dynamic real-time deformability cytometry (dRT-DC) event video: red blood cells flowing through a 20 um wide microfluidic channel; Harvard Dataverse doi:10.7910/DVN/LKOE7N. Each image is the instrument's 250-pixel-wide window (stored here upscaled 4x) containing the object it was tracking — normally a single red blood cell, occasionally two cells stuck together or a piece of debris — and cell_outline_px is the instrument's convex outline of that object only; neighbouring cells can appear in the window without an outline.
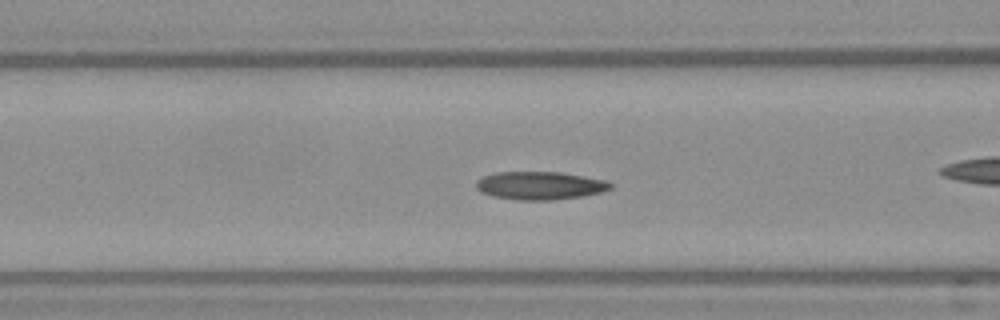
{"species": "Egyptian fruit bat (a non-hibernating species)", "species_latin": "Rousettus aegyptiacus", "temperature_condition": "warm", "stored_images_in_passage": 35, "camera_frame_rate_fps": 3000, "um_per_image_px": 0.085, "frame": {"image": 1, "passage_image": 6, "time_ms": 1.667, "image_size_px": [1000, 320], "cell_outline_px": [[612, 188], [600, 192], [584, 196], [552, 200], [516, 200], [492, 196], [480, 192], [476, 188], [476, 180], [484, 176], [496, 172], [560, 172], [608, 180], [612, 184]], "centroid_in_image_um": [45.89, 15.77], "position_along_channel_um": 120.7, "area_um2": 22.14}, "authors_computed_cell_mechanics": {"area_um2": 21.2704, "velocity_mm_per_s": 3.7785, "shape_relaxation_time_tau1_ms": 4.4503, "shape_relaxation_time_tau2_ms": 2.2233, "deformation_change_tau1": 0.1479, "deformation_change_tau2": 0.0844}}